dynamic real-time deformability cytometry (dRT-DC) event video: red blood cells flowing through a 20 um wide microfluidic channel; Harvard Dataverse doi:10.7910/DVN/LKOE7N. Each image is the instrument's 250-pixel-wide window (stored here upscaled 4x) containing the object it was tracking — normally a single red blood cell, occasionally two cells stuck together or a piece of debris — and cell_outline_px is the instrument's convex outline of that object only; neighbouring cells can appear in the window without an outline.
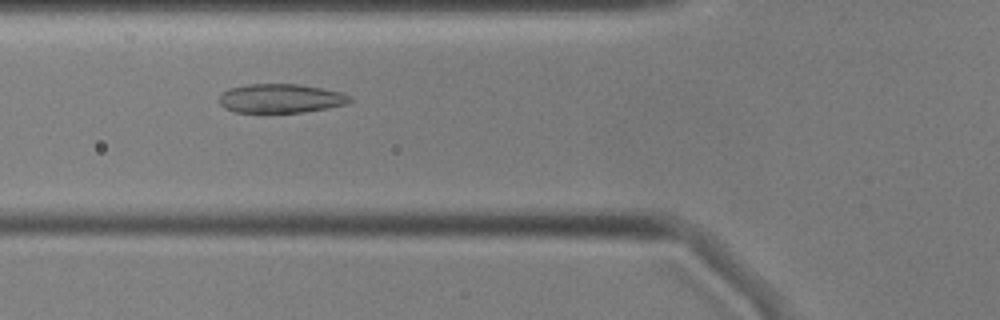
{"species": "common noctule bat (a hibernating species)", "species_latin": "Nyctalus noctula", "temperature_condition": "cold", "stored_images_in_passage": 42, "camera_frame_rate_fps": 3000, "um_per_image_px": 0.085, "animal": {"sex": "male", "body_mass_g": 17.9, "forearm_length_mm": 54.2}, "frame": {"image": 1, "passage_image": 6, "time_ms": 1.667, "image_size_px": [1000, 320], "cell_outline_px": [[352, 100], [348, 104], [328, 108], [304, 112], [264, 116], [236, 112], [224, 108], [220, 104], [220, 96], [228, 88], [248, 84], [300, 84], [324, 88], [344, 92], [352, 96]], "centroid_in_image_um": [23.88, 8.41], "position_along_channel_um": 101.9, "area_um2": 23.29}}
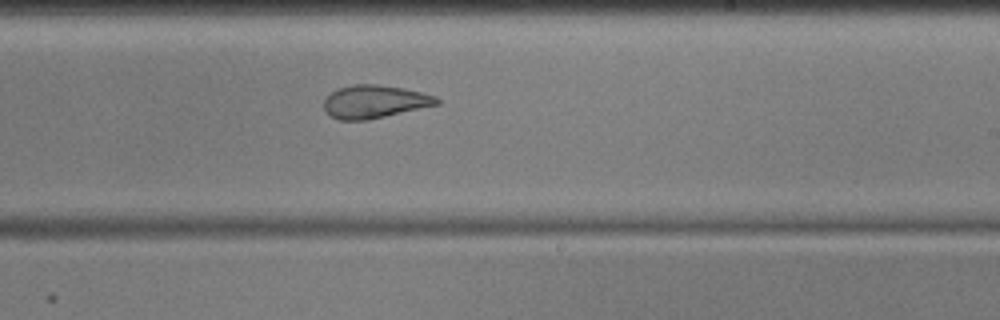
{"frame": {"image": 2, "passage_image": 19, "time_ms": 6.0, "image_size_px": [1000, 320], "cell_outline_px": [[440, 104], [368, 120], [340, 120], [332, 116], [324, 108], [324, 100], [332, 92], [340, 88], [356, 84], [376, 84], [404, 88], [436, 96], [440, 100]], "centroid_in_image_um": [31.87, 8.64], "position_along_channel_um": 257.1, "area_um2": 21.5}}
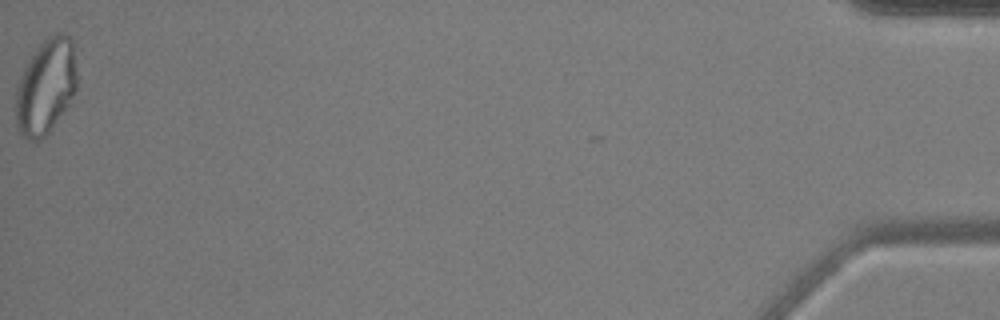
{"frame": {"image": 3, "passage_image": 42, "time_ms": 13.667, "image_size_px": [1000, 320], "cell_outline_px": [[80, 100], [40, 140], [28, 140], [20, 136], [16, 124], [16, 88], [20, 76], [24, 68], [40, 44], [48, 36], [56, 32], [64, 32], [72, 40]], "centroid_in_image_um": [3.98, 7.43], "position_along_channel_um": 431.2, "area_um2": 35.37}, "authors_computed_cell_mechanics": {"area_um2": 23.409, "velocity_mm_per_s": 3.57, "shape_relaxation_time_tau1_ms": 6.4133, "shape_relaxation_time_tau2_ms": 1.7557, "deformation_change_tau1": 0.1627, "deformation_change_tau2": 0.0816}}